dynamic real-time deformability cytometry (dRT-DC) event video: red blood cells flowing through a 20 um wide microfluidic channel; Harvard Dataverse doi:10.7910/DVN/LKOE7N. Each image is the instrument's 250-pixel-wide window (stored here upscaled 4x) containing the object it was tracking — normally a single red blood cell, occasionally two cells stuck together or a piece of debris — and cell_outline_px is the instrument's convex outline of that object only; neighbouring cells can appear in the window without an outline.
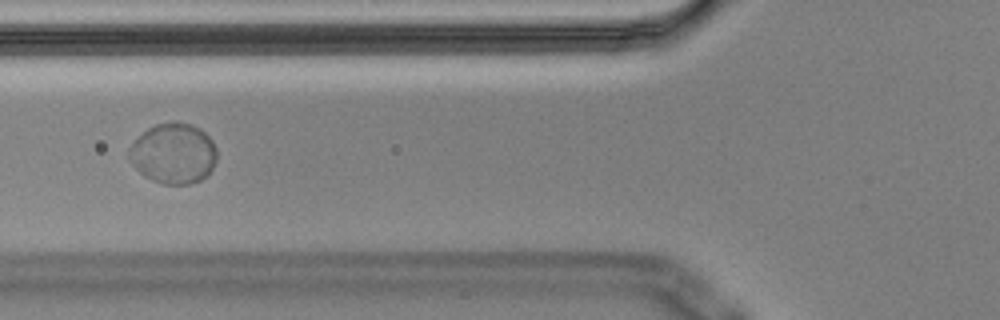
{"species": "Egyptian fruit bat (a non-hibernating species)", "species_latin": "Rousettus aegyptiacus", "temperature_condition": "cold", "stored_images_in_passage": 6, "camera_frame_rate_fps": 3000, "um_per_image_px": 0.085, "animal": {"sex": "male"}, "frame": {"image": 1, "passage_image": 2, "time_ms": 0.333, "image_size_px": [1000, 320], "cell_outline_px": [[216, 160], [208, 176], [192, 184], [164, 184], [152, 180], [144, 176], [132, 164], [128, 156], [128, 148], [148, 128], [156, 124], [192, 124], [200, 128], [212, 140], [216, 148]], "centroid_in_image_um": [14.76, 13.08], "position_along_channel_um": 111.0, "area_um2": 30.63}}
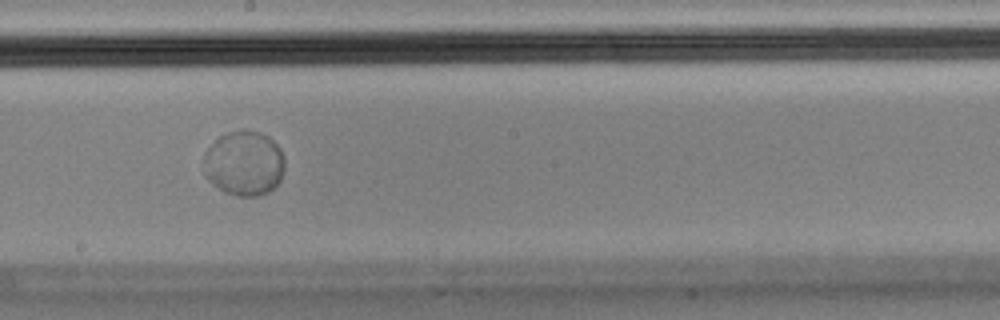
{"frame": {"image": 2, "passage_image": 5, "time_ms": 1.333, "image_size_px": [1000, 320], "cell_outline_px": [[284, 168], [280, 180], [268, 192], [256, 196], [236, 196], [224, 192], [212, 184], [204, 176], [204, 152], [220, 136], [228, 132], [240, 128], [244, 128], [260, 132], [268, 136], [280, 148], [284, 156]], "centroid_in_image_um": [20.73, 13.86], "position_along_channel_um": 227.5, "area_um2": 30.98}}
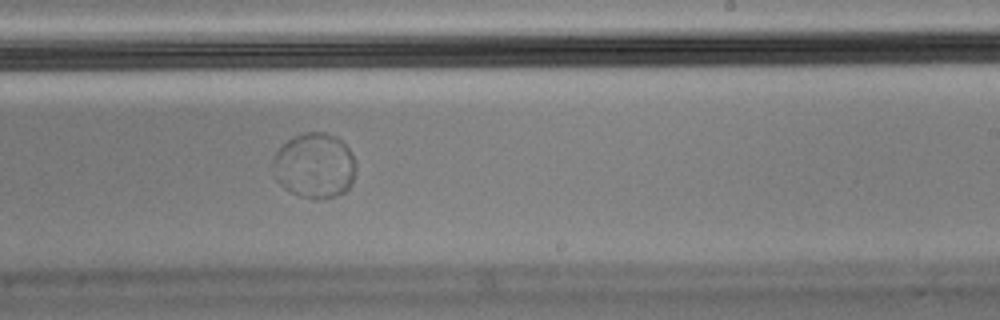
{"frame": {"image": 3, "passage_image": 6, "time_ms": 1.667, "image_size_px": [1000, 320], "cell_outline_px": [[356, 168], [352, 184], [344, 192], [336, 196], [320, 200], [316, 200], [300, 196], [284, 188], [276, 180], [272, 164], [272, 156], [292, 136], [304, 132], [324, 132], [336, 136], [352, 152]], "centroid_in_image_um": [26.73, 14.08], "position_along_channel_um": 262.3, "area_um2": 31.85}}